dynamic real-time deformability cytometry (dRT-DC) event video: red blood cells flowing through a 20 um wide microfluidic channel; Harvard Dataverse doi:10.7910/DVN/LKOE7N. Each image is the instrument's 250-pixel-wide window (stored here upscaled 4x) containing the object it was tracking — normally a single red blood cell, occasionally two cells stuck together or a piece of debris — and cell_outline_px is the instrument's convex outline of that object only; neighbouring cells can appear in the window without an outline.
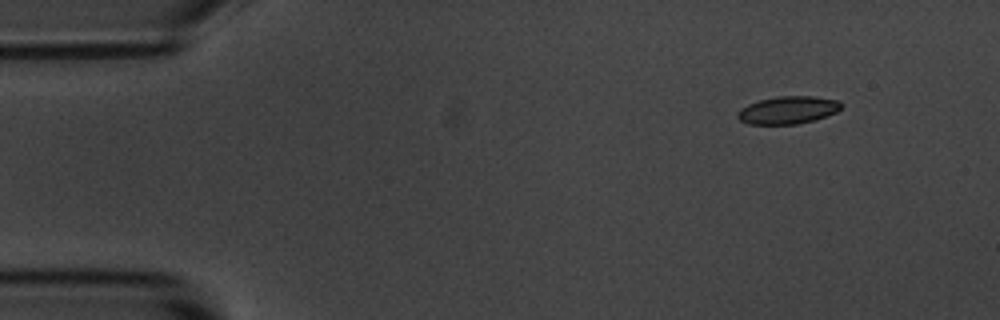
{"species": "common noctule bat (a hibernating species)", "species_latin": "Nyctalus noctula", "temperature_condition": "room temperature", "stored_images_in_passage": 7, "camera_frame_rate_fps": 3000, "um_per_image_px": 0.085, "animal": {"sex": "male", "body_mass_g": 20.1, "forearm_length_mm": 53.5}, "frame": {"image": 1, "passage_image": 1, "time_ms": 0.0, "image_size_px": [1000, 320], "cell_outline_px": [[844, 104], [836, 112], [828, 116], [816, 120], [796, 124], [748, 124], [740, 120], [736, 116], [736, 112], [740, 108], [748, 104], [760, 100], [776, 96], [812, 96], [840, 100]], "centroid_in_image_um": [66.99, 9.35], "position_along_channel_um": 18.0, "area_um2": 16.94}}
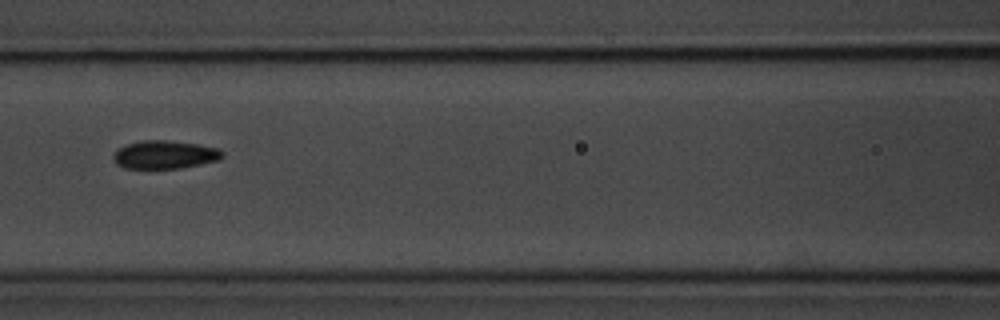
{"frame": {"image": 2, "passage_image": 6, "time_ms": 6.0, "image_size_px": [1000, 320], "cell_outline_px": [[224, 156], [220, 160], [180, 168], [124, 168], [116, 164], [112, 160], [112, 156], [120, 148], [128, 144], [144, 140], [164, 140], [196, 144], [220, 148], [224, 152]], "centroid_in_image_um": [14.03, 13.15], "position_along_channel_um": 152.6, "area_um2": 17.86}}
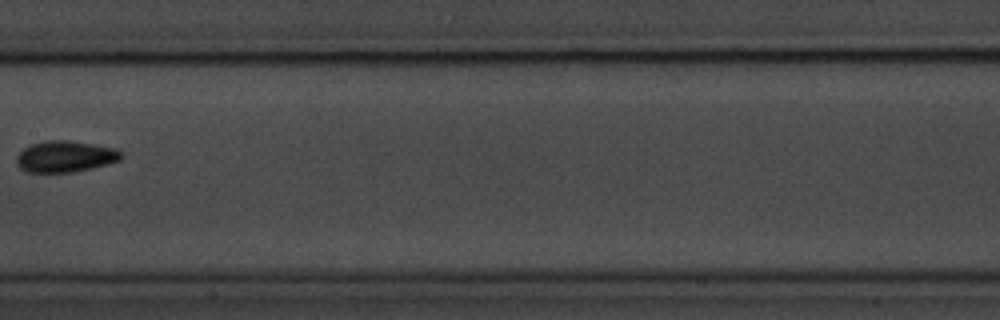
{"frame": {"image": 3, "passage_image": 7, "time_ms": 7.333, "image_size_px": [1000, 320], "cell_outline_px": [[124, 156], [120, 160], [108, 164], [92, 168], [72, 172], [24, 172], [16, 164], [16, 156], [24, 148], [32, 144], [44, 140], [68, 140], [116, 148], [124, 152]], "centroid_in_image_um": [5.56, 13.3], "position_along_channel_um": 201.8, "area_um2": 19.31}}